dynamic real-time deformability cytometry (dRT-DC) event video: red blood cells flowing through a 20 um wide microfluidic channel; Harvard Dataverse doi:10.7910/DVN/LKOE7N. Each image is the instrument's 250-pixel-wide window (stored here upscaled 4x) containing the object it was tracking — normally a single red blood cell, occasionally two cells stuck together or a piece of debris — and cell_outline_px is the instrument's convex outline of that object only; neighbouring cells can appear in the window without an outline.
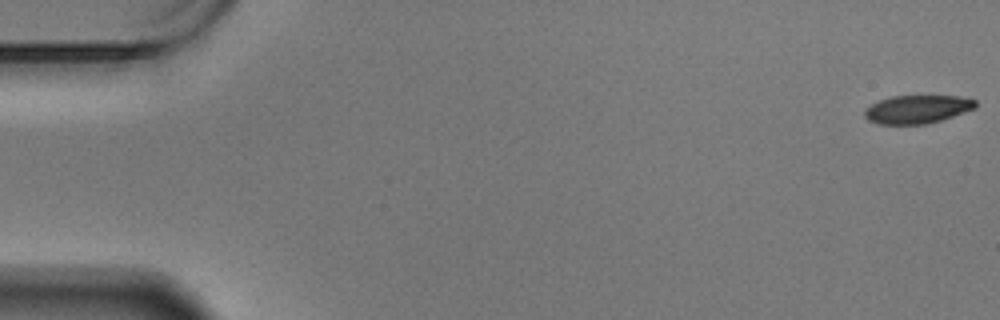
{"species": "Egyptian fruit bat (a non-hibernating species)", "species_latin": "Rousettus aegyptiacus", "temperature_condition": "warm", "stored_images_in_passage": 60, "camera_frame_rate_fps": 3000, "um_per_image_px": 0.085, "animal": {"sex": "male"}, "frame": {"image": 1, "passage_image": 1, "time_ms": 0.0, "image_size_px": [1000, 320], "cell_outline_px": [[976, 108], [928, 124], [880, 124], [868, 120], [864, 116], [864, 108], [880, 100], [892, 96], [960, 96], [976, 100]], "centroid_in_image_um": [77.95, 9.28], "position_along_channel_um": 7.0, "area_um2": 18.21}}
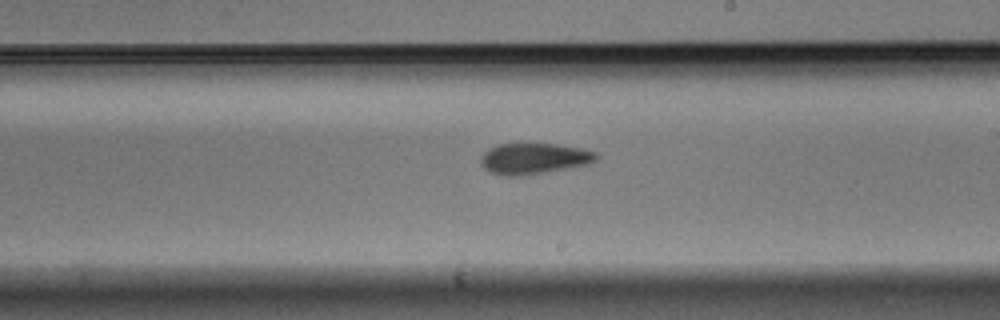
{"frame": {"image": 2, "passage_image": 35, "time_ms": 11.333, "image_size_px": [1000, 320], "cell_outline_px": [[600, 156], [596, 160], [588, 164], [544, 172], [516, 176], [504, 176], [488, 172], [480, 164], [480, 156], [488, 148], [500, 144], [556, 144], [580, 148], [596, 152]], "centroid_in_image_um": [45.34, 13.48], "position_along_channel_um": 243.7, "area_um2": 20.81}}
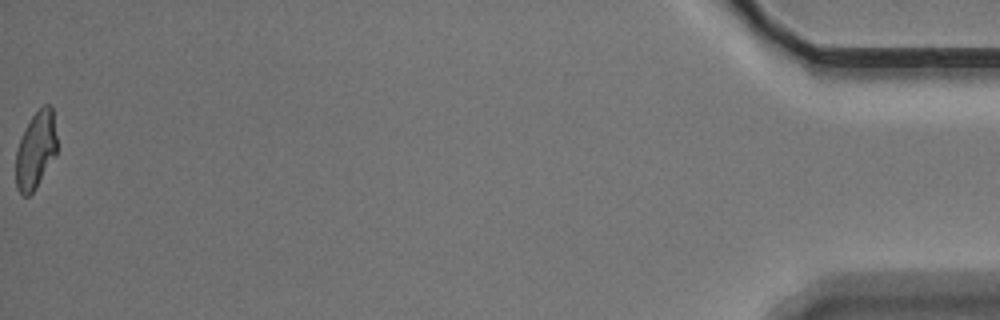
{"frame": {"image": 3, "passage_image": 60, "time_ms": 19.667, "image_size_px": [1000, 320], "cell_outline_px": [[56, 156], [36, 188], [28, 196], [24, 196], [16, 188], [16, 152], [24, 128], [32, 116], [44, 104], [52, 104], [56, 136]], "centroid_in_image_um": [3.04, 12.76], "position_along_channel_um": 432.2, "area_um2": 18.55}, "authors_computed_cell_mechanics": {"area_um2": 20.2011, "velocity_mm_per_s": 3.4302, "shape_relaxation_time_tau1_ms": 2.3815, "shape_relaxation_time_tau2_ms": 4.2672, "deformation_change_tau1": 0.124, "deformation_change_tau2": 0.1188}}